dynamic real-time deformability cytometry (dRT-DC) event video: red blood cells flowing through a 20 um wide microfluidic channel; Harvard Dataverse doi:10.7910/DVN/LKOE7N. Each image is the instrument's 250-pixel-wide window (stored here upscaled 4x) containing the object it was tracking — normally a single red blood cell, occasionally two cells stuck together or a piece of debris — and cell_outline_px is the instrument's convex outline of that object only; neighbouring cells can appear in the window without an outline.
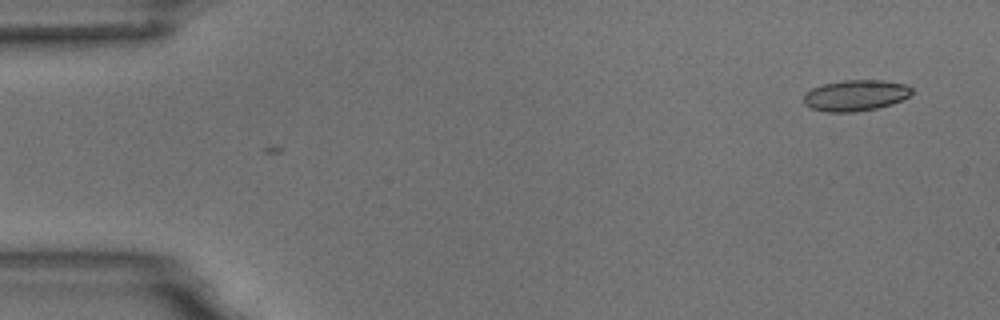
{"species": "common noctule bat (a hibernating species)", "species_latin": "Nyctalus noctula", "temperature_condition": "room temperature", "stored_images_in_passage": 10, "camera_frame_rate_fps": 3000, "um_per_image_px": 0.085, "animal": {"sex": "male", "body_mass_g": 18.8}, "frame": {"image": 1, "passage_image": 1, "time_ms": 0.0, "image_size_px": [1000, 320], "cell_outline_px": [[912, 92], [908, 96], [892, 104], [876, 108], [852, 112], [824, 112], [812, 108], [804, 104], [804, 96], [812, 88], [824, 84], [844, 80], [880, 80], [904, 84], [912, 88]], "centroid_in_image_um": [72.71, 8.11], "position_along_channel_um": 12.3, "area_um2": 19.31}}
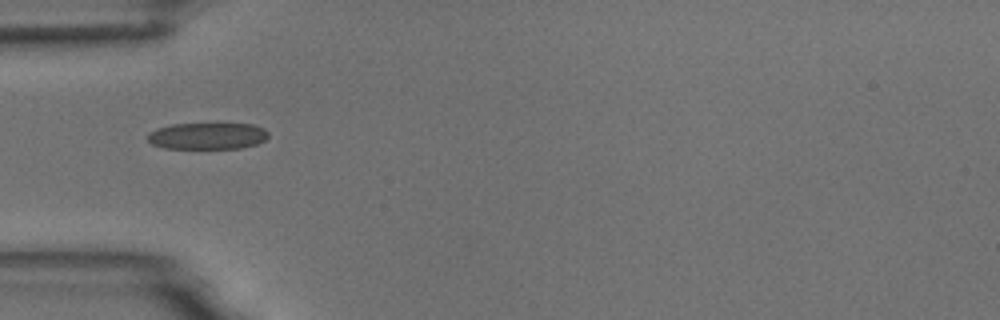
{"frame": {"image": 2, "passage_image": 5, "time_ms": 4.667, "image_size_px": [1000, 320], "cell_outline_px": [[268, 136], [264, 140], [256, 144], [240, 148], [164, 148], [152, 144], [148, 140], [148, 132], [156, 128], [172, 124], [252, 124], [264, 128], [268, 132]], "centroid_in_image_um": [17.61, 11.55], "position_along_channel_um": 67.4, "area_um2": 18.67}}
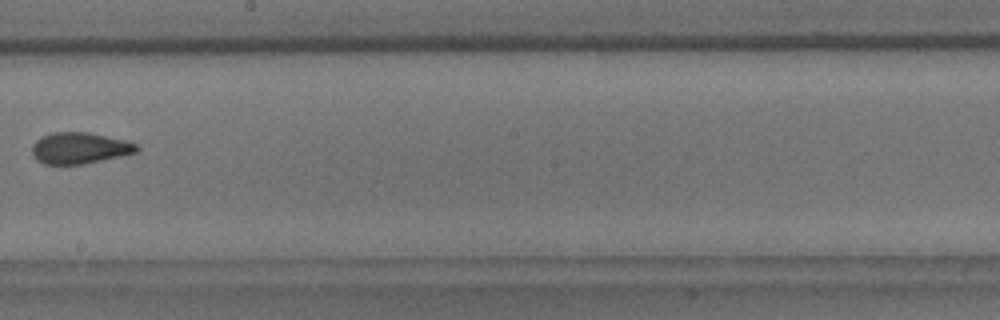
{"frame": {"image": 3, "passage_image": 9, "time_ms": 9.333, "image_size_px": [1000, 320], "cell_outline_px": [[140, 148], [136, 152], [120, 156], [84, 164], [44, 164], [36, 160], [32, 156], [32, 144], [36, 140], [52, 132], [88, 132], [128, 140], [136, 144]], "centroid_in_image_um": [6.76, 12.58], "position_along_channel_um": 241.4, "area_um2": 19.19}}